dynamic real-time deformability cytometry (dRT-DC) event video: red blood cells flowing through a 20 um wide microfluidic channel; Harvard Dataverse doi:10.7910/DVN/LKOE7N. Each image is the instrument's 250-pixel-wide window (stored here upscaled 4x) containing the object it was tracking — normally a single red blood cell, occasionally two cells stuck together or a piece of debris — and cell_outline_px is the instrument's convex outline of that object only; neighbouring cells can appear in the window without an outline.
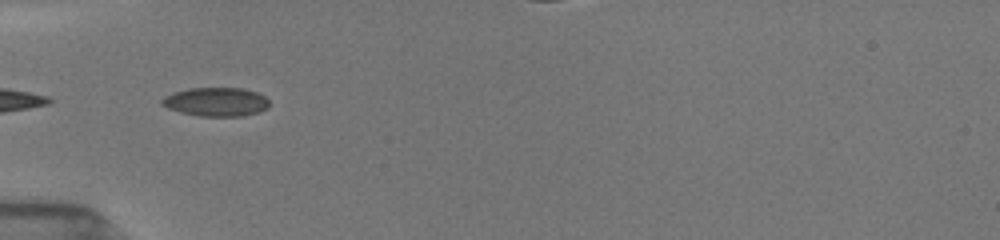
{"species": "common noctule bat (a hibernating species)", "species_latin": "Nyctalus noctula", "temperature_condition": "room temperature", "stored_images_in_passage": 16, "camera_frame_rate_fps": 3000, "um_per_image_px": 0.085, "animal": {"sex": "female", "body_mass_g": 19.5, "forearm_length_mm": 54.1}, "frame": {"image": 1, "passage_image": 5, "time_ms": 3.0, "image_size_px": [1000, 240], "cell_outline_px": [[268, 108], [260, 112], [244, 116], [200, 116], [180, 112], [168, 108], [160, 104], [160, 100], [164, 96], [172, 92], [188, 88], [244, 88], [256, 92], [264, 96], [268, 100]], "centroid_in_image_um": [18.34, 8.65], "position_along_channel_um": 66.7, "area_um2": 18.21}}